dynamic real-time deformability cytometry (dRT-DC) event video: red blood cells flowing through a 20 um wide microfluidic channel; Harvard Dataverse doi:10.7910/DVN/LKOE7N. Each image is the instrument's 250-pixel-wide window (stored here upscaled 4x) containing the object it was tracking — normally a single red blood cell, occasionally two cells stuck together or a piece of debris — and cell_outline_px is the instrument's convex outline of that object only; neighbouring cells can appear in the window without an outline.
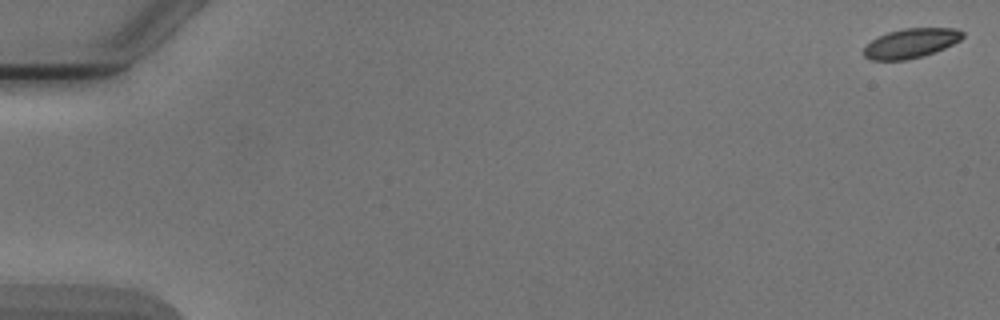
{"species": "Egyptian fruit bat (a non-hibernating species)", "species_latin": "Rousettus aegyptiacus", "temperature_condition": "cold", "stored_images_in_passage": 5, "camera_frame_rate_fps": 3000, "um_per_image_px": 0.085, "animal": {"sex": "male"}, "frame": {"image": 1, "passage_image": 1, "time_ms": 0.0, "image_size_px": [1000, 320], "cell_outline_px": [[964, 36], [960, 40], [944, 48], [924, 56], [904, 60], [872, 60], [864, 56], [864, 48], [872, 40], [888, 32], [904, 28], [956, 28], [964, 32]], "centroid_in_image_um": [77.45, 3.67], "position_along_channel_um": 7.6, "area_um2": 16.88}}